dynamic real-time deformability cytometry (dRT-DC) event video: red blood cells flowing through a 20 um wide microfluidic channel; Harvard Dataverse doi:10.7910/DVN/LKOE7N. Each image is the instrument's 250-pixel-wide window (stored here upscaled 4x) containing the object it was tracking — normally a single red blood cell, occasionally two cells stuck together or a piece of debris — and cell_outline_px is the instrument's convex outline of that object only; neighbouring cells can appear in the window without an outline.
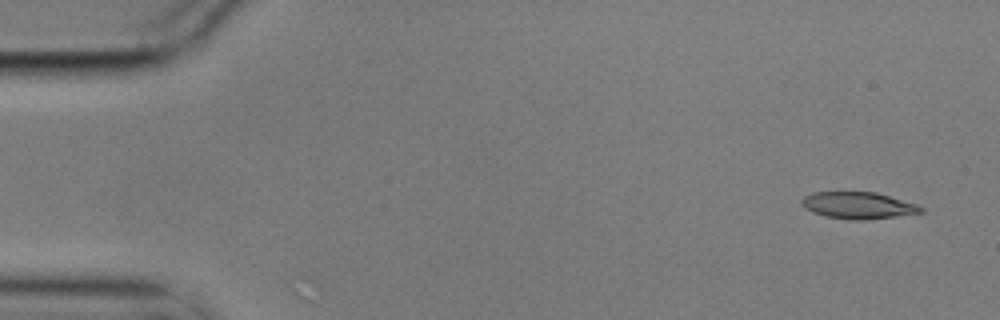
{"species": "common noctule bat (a hibernating species)", "species_latin": "Nyctalus noctula", "temperature_condition": "cold", "stored_images_in_passage": 3, "camera_frame_rate_fps": 3000, "um_per_image_px": 0.085, "animal": {"sex": "male", "body_mass_g": 17.9}, "frame": {"image": 1, "passage_image": 1, "time_ms": 0.0, "image_size_px": [1000, 320], "cell_outline_px": [[924, 212], [896, 216], [864, 220], [848, 220], [824, 216], [812, 212], [804, 208], [800, 204], [800, 200], [804, 196], [812, 192], [876, 192], [916, 204], [924, 208]], "centroid_in_image_um": [72.9, 17.46], "position_along_channel_um": 12.1, "area_um2": 18.73}}